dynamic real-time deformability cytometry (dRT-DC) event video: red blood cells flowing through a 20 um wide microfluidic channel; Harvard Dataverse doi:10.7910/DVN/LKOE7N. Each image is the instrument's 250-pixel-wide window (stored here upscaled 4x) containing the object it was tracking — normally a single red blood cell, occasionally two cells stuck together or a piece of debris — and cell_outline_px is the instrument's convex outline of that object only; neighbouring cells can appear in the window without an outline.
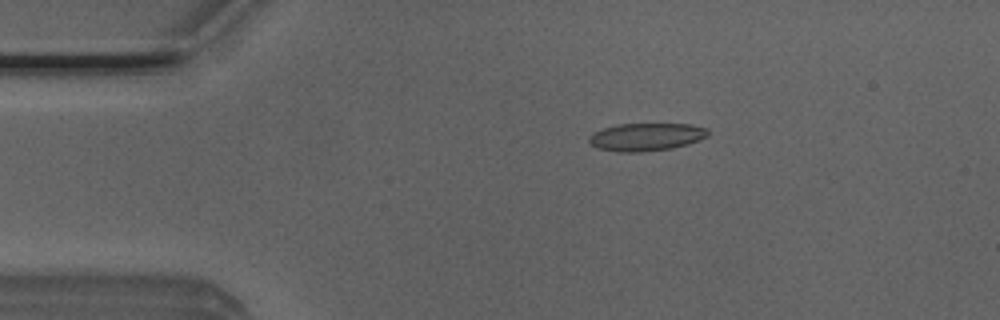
{"species": "Egyptian fruit bat (a non-hibernating species)", "species_latin": "Rousettus aegyptiacus", "temperature_condition": "room temperature", "stored_images_in_passage": 7, "camera_frame_rate_fps": 3000, "um_per_image_px": 0.085, "animal": {"sex": "male"}, "frame": {"image": 1, "passage_image": 3, "time_ms": 0.667, "image_size_px": [1000, 320], "cell_outline_px": [[708, 136], [700, 140], [688, 144], [672, 148], [640, 152], [616, 152], [596, 148], [588, 140], [588, 136], [592, 132], [604, 128], [620, 124], [692, 124], [708, 128]], "centroid_in_image_um": [54.92, 11.64], "position_along_channel_um": 30.1, "area_um2": 19.42}}
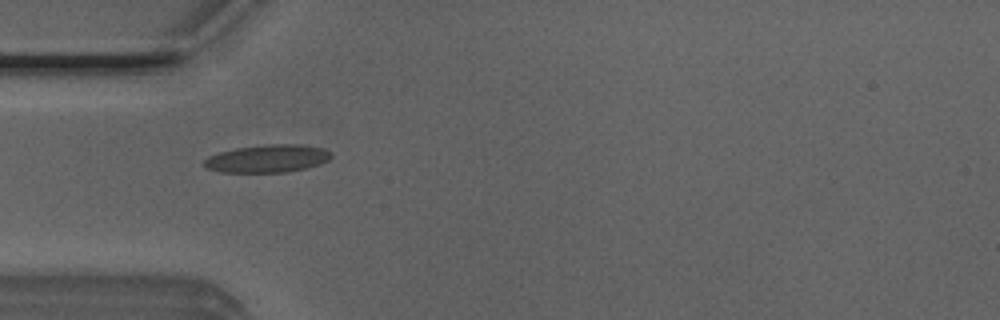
{"frame": {"image": 2, "passage_image": 4, "time_ms": 1.0, "image_size_px": [1000, 320], "cell_outline_px": [[332, 156], [328, 160], [320, 164], [288, 172], [220, 172], [208, 168], [204, 164], [204, 160], [208, 156], [220, 152], [236, 148], [268, 144], [300, 144], [324, 148], [332, 152]], "centroid_in_image_um": [22.77, 13.47], "position_along_channel_um": 62.2, "area_um2": 20.52}}
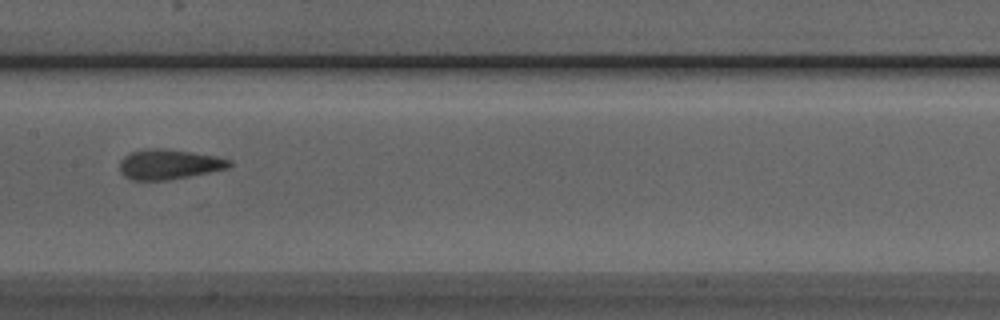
{"frame": {"image": 3, "passage_image": 7, "time_ms": 2.0, "image_size_px": [1000, 320], "cell_outline_px": [[232, 164], [228, 168], [168, 180], [132, 180], [124, 176], [120, 172], [120, 160], [124, 156], [132, 152], [152, 148], [164, 148], [192, 152], [216, 156], [232, 160]], "centroid_in_image_um": [14.35, 13.96], "position_along_channel_um": 193.0, "area_um2": 19.07}}